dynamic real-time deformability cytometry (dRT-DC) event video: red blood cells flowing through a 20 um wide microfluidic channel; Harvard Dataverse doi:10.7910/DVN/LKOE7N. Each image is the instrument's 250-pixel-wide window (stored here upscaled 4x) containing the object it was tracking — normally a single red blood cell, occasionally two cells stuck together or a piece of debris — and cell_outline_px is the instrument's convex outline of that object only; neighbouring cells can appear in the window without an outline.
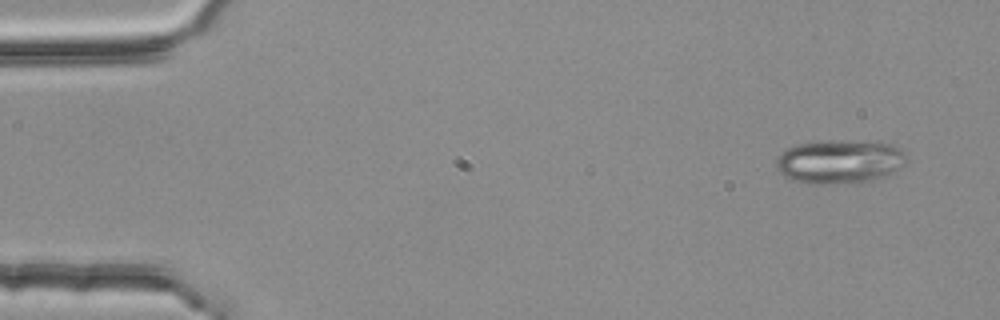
{"species": "common noctule bat (a hibernating species)", "species_latin": "Nyctalus noctula", "temperature_condition": "room temperature", "stored_images_in_passage": 6, "camera_frame_rate_fps": 3000, "um_per_image_px": 0.085, "animal": {"sex": "female", "body_mass_g": 25.1}, "frame": {"image": 1, "passage_image": 1, "time_ms": 0.0, "image_size_px": [1000, 320], "cell_outline_px": [[904, 164], [900, 168], [884, 176], [864, 184], [812, 184], [796, 180], [784, 176], [776, 172], [776, 160], [780, 152], [796, 144], [876, 140], [880, 140], [892, 144], [900, 148], [904, 156]], "centroid_in_image_um": [71.38, 13.77], "position_along_channel_um": 13.6, "area_um2": 33.47}}
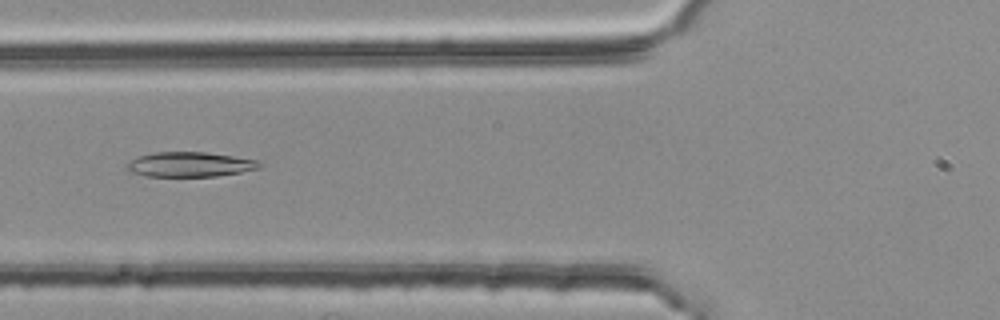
{"frame": {"image": 2, "passage_image": 5, "time_ms": 1.333, "image_size_px": [1000, 320], "cell_outline_px": [[264, 164], [260, 168], [240, 172], [216, 176], [148, 176], [132, 172], [128, 168], [128, 164], [136, 156], [152, 152], [204, 152], [260, 160]], "centroid_in_image_um": [16.2, 13.97], "position_along_channel_um": 109.6, "area_um2": 19.07}}
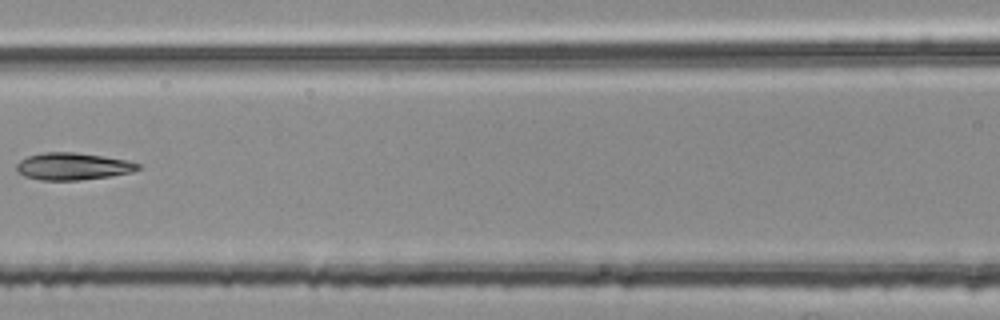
{"frame": {"image": 3, "passage_image": 6, "time_ms": 1.667, "image_size_px": [1000, 320], "cell_outline_px": [[140, 168], [132, 172], [108, 176], [80, 180], [40, 180], [24, 176], [16, 168], [16, 164], [20, 160], [28, 156], [44, 152], [76, 152], [128, 160], [140, 164]], "centroid_in_image_um": [6.19, 14.13], "position_along_channel_um": 160.4, "area_um2": 19.13}}